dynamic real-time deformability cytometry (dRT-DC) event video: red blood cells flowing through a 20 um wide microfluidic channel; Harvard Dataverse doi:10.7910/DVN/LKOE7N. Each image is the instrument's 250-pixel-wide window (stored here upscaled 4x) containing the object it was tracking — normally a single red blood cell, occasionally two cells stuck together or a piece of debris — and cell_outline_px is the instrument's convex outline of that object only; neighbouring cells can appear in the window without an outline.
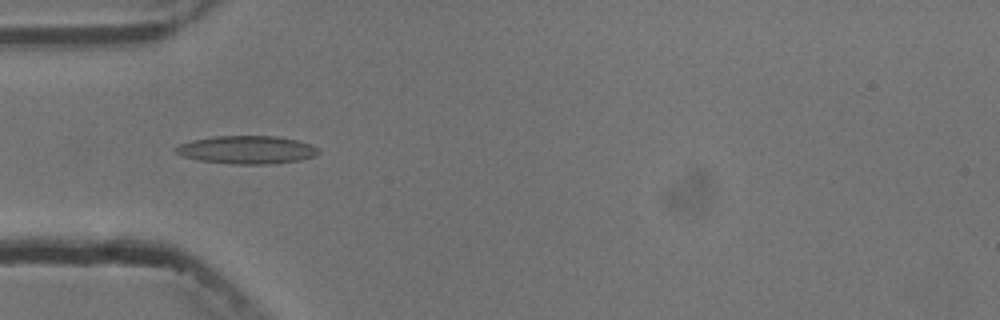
{"species": "common noctule bat (a hibernating species)", "species_latin": "Nyctalus noctula", "temperature_condition": "cold", "stored_images_in_passage": 8, "camera_frame_rate_fps": 3000, "um_per_image_px": 0.085, "animal": {"sex": "male", "body_mass_g": 13.3}, "frame": {"image": 1, "passage_image": 4, "time_ms": 4.333, "image_size_px": [1000, 320], "cell_outline_px": [[320, 152], [312, 156], [300, 160], [268, 164], [232, 164], [200, 160], [184, 156], [176, 152], [172, 148], [180, 144], [192, 140], [212, 136], [276, 136], [296, 140], [320, 148]], "centroid_in_image_um": [20.96, 12.73], "position_along_channel_um": 64.0, "area_um2": 23.18}}
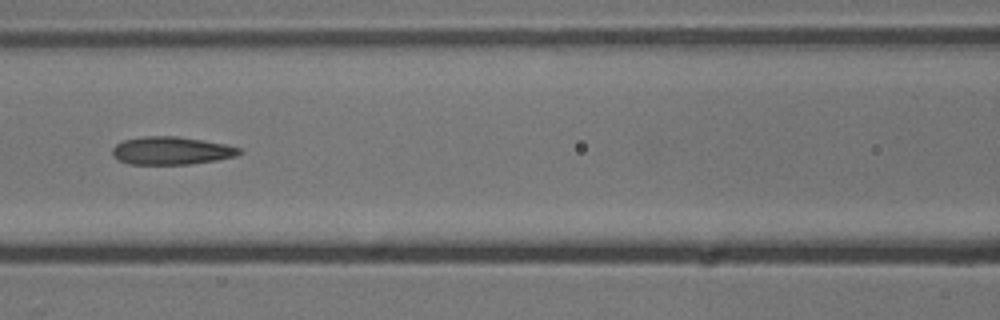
{"frame": {"image": 2, "passage_image": 6, "time_ms": 6.667, "image_size_px": [1000, 320], "cell_outline_px": [[244, 152], [236, 156], [216, 160], [188, 164], [128, 164], [116, 160], [112, 156], [112, 148], [116, 144], [124, 140], [144, 136], [176, 136], [224, 144], [240, 148]], "centroid_in_image_um": [14.52, 12.81], "position_along_channel_um": 152.1, "area_um2": 20.63}}
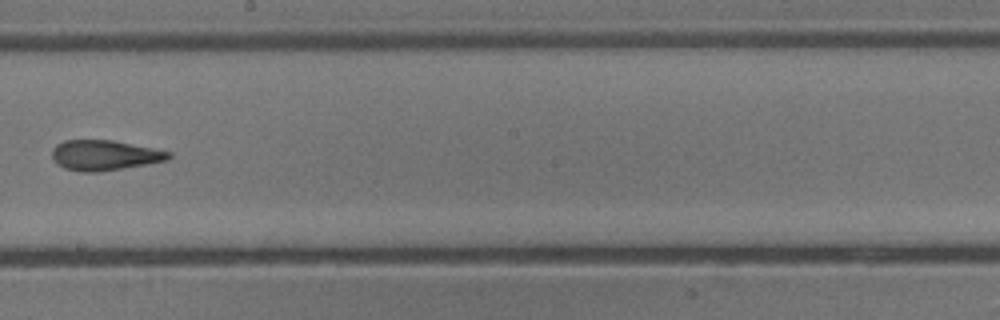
{"frame": {"image": 3, "passage_image": 8, "time_ms": 9.0, "image_size_px": [1000, 320], "cell_outline_px": [[172, 156], [168, 160], [124, 168], [100, 172], [80, 172], [64, 168], [56, 164], [52, 156], [52, 148], [56, 144], [64, 140], [112, 140], [172, 152]], "centroid_in_image_um": [8.86, 13.2], "position_along_channel_um": 239.3, "area_um2": 20.63}}